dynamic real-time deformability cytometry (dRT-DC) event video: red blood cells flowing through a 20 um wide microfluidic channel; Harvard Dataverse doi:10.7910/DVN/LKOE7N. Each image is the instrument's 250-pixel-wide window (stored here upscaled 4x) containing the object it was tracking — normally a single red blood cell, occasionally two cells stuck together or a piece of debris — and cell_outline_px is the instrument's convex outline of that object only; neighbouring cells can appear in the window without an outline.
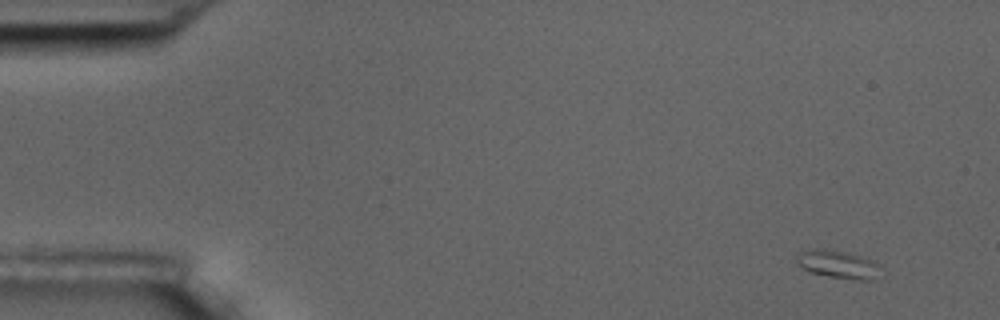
{"species": "common noctule bat (a hibernating species)", "species_latin": "Nyctalus noctula", "temperature_condition": "room temperature", "stored_images_in_passage": 5, "camera_frame_rate_fps": 3000, "um_per_image_px": 0.085, "animal": {"sex": "male", "body_mass_g": 17.5, "forearm_length_mm": 52.3}, "frame": {"image": 1, "passage_image": 1, "time_ms": 0.0, "image_size_px": [1000, 320], "cell_outline_px": [[880, 264], [872, 280], [856, 280], [828, 276], [808, 272], [796, 260], [796, 256], [800, 252], [812, 248], [824, 248], [848, 252], [864, 256]], "centroid_in_image_um": [71.2, 22.44], "position_along_channel_um": 13.8, "area_um2": 13.7}}